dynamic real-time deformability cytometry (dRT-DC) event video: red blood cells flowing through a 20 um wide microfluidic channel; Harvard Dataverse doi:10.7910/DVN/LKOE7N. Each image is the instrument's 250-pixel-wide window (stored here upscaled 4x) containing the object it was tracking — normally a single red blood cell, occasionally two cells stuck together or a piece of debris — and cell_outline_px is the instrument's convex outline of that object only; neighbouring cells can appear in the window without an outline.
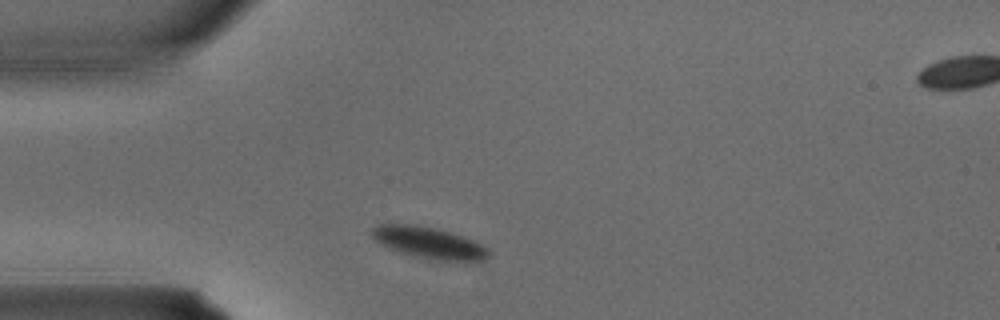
{"species": "common noctule bat (a hibernating species)", "species_latin": "Nyctalus noctula", "temperature_condition": "warm", "stored_images_in_passage": 2, "segment_of_instrument_passage": [1, 2], "camera_frame_rate_fps": 3000, "um_per_image_px": 0.085, "animal": {"sex": "male", "body_mass_g": 15.6}, "frame": {"image": 1, "passage_image": 1, "time_ms": 0.0, "image_size_px": [1000, 320], "cell_outline_px": [[492, 252], [484, 260], [432, 260], [400, 252], [388, 248], [376, 240], [372, 236], [372, 228], [380, 224], [416, 224], [436, 228], [452, 232], [472, 240], [488, 248]], "centroid_in_image_um": [36.46, 20.62], "position_along_channel_um": 48.5, "area_um2": 21.27}}